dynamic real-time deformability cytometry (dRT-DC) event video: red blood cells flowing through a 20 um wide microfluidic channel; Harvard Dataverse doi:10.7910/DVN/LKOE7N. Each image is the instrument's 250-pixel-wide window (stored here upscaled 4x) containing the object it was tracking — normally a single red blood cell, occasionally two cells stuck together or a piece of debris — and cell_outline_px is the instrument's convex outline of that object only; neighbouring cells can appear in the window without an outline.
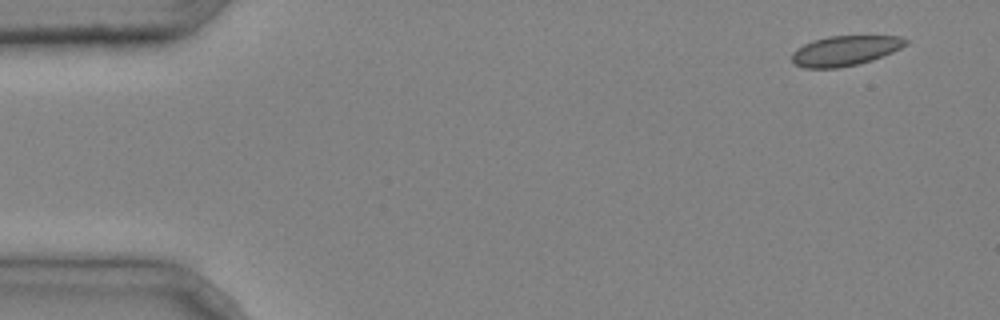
{"species": "common noctule bat (a hibernating species)", "species_latin": "Nyctalus noctula", "temperature_condition": "cold", "stored_images_in_passage": 4, "camera_frame_rate_fps": 3000, "um_per_image_px": 0.085, "animal": {"sex": "male", "body_mass_g": 20.4}, "frame": {"image": 1, "passage_image": 1, "time_ms": 0.0, "image_size_px": [1000, 320], "cell_outline_px": [[908, 44], [892, 52], [872, 60], [860, 64], [840, 68], [804, 68], [796, 64], [792, 60], [792, 52], [796, 48], [804, 44], [828, 36], [900, 36], [908, 40]], "centroid_in_image_um": [71.84, 4.32], "position_along_channel_um": 13.2, "area_um2": 19.88}}
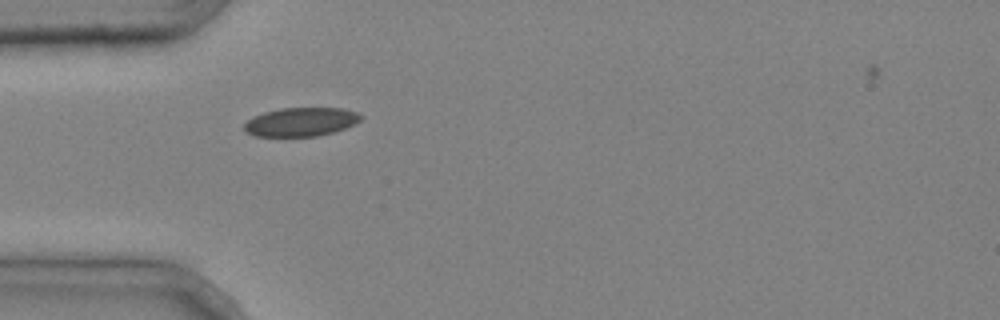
{"frame": {"image": 2, "passage_image": 4, "time_ms": 1.0, "image_size_px": [1000, 320], "cell_outline_px": [[364, 116], [360, 120], [344, 128], [320, 136], [256, 136], [244, 132], [244, 124], [252, 116], [264, 112], [280, 108], [344, 108], [360, 112]], "centroid_in_image_um": [25.58, 10.35], "position_along_channel_um": 59.4, "area_um2": 19.65}}